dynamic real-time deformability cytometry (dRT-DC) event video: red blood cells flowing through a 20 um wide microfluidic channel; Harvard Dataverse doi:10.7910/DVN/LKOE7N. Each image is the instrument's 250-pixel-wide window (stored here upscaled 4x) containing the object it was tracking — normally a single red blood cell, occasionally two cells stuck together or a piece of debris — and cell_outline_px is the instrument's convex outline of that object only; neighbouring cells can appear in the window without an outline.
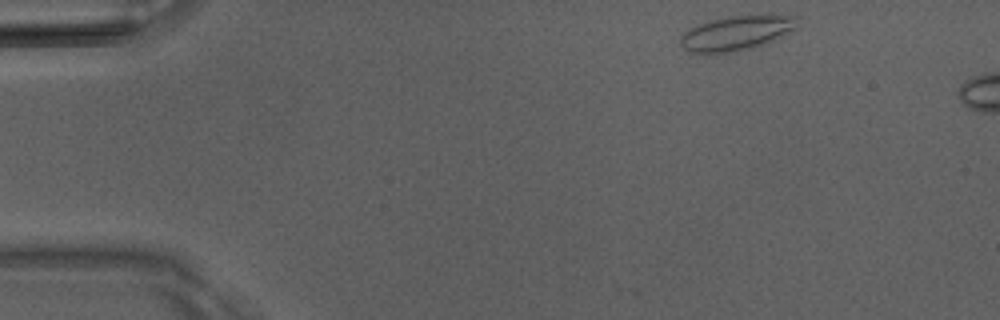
{"species": "Egyptian fruit bat (a non-hibernating species)", "species_latin": "Rousettus aegyptiacus", "temperature_condition": "room temperature", "stored_images_in_passage": 5, "camera_frame_rate_fps": 3000, "um_per_image_px": 0.085, "animal": {"sex": "male"}, "frame": {"image": 1, "passage_image": 1, "time_ms": 0.0, "image_size_px": [1000, 320], "cell_outline_px": [[800, 28], [764, 44], [752, 48], [736, 52], [688, 52], [680, 44], [680, 36], [684, 32], [696, 24], [708, 20], [732, 16], [768, 12], [800, 16]], "centroid_in_image_um": [62.74, 2.74], "position_along_channel_um": 22.3, "area_um2": 24.62}}